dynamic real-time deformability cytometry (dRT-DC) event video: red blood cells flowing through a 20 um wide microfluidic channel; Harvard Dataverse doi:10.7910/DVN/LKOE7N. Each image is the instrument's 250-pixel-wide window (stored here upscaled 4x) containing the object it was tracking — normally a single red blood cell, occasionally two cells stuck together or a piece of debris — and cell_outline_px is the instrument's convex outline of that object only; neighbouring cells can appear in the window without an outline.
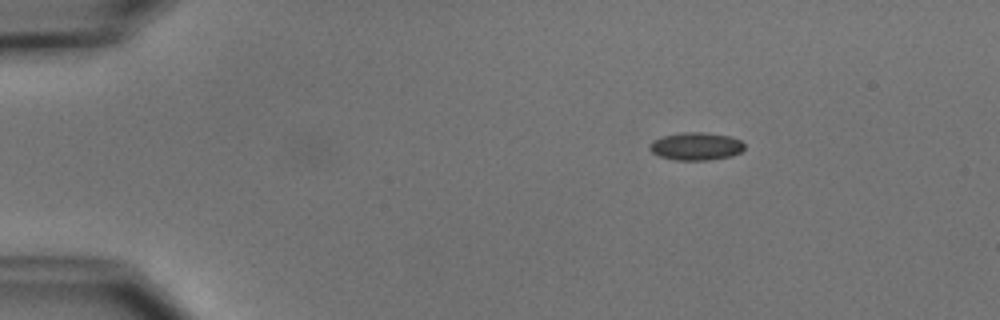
{"species": "common noctule bat (a hibernating species)", "species_latin": "Nyctalus noctula", "temperature_condition": "cold", "stored_images_in_passage": 5, "camera_frame_rate_fps": 3000, "um_per_image_px": 0.085, "animal": {"sex": "male", "body_mass_g": 15.6}, "frame": {"image": 1, "passage_image": 5, "time_ms": 1.333, "image_size_px": [1000, 320], "cell_outline_px": [[744, 148], [740, 152], [732, 156], [708, 160], [676, 160], [660, 156], [652, 152], [648, 148], [648, 144], [652, 140], [660, 136], [680, 132], [704, 132], [728, 136], [740, 140], [744, 144]], "centroid_in_image_um": [59.11, 12.42], "position_along_channel_um": 25.9, "area_um2": 15.49}}